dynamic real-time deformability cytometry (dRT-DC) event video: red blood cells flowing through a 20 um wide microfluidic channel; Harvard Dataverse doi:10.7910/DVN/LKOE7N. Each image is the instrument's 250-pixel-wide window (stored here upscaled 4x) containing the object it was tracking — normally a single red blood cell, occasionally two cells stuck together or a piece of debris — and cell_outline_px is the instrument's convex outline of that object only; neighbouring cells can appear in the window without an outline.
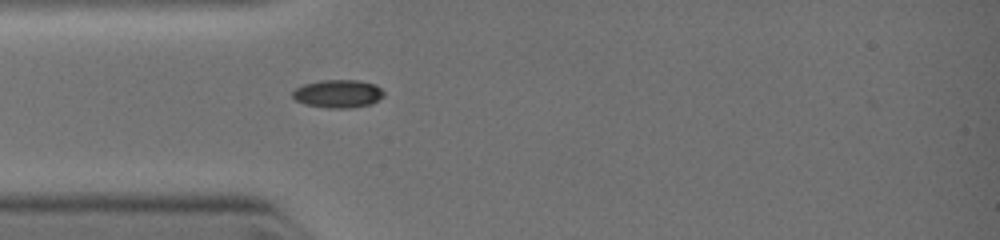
{"species": "common noctule bat (a hibernating species)", "species_latin": "Nyctalus noctula", "temperature_condition": "warm", "stored_images_in_passage": 3, "camera_frame_rate_fps": 3000, "um_per_image_px": 0.085, "animal": {"sex": "female", "body_mass_g": 19.0, "forearm_length_mm": 51.5}, "frame": {"image": 1, "passage_image": 1, "time_ms": 0.0, "image_size_px": [1000, 240], "cell_outline_px": [[384, 96], [372, 104], [344, 108], [328, 108], [304, 104], [296, 100], [292, 96], [292, 92], [296, 88], [304, 84], [324, 80], [356, 80], [376, 84], [384, 92]], "centroid_in_image_um": [28.74, 7.96], "position_along_channel_um": 56.3, "area_um2": 14.85}}